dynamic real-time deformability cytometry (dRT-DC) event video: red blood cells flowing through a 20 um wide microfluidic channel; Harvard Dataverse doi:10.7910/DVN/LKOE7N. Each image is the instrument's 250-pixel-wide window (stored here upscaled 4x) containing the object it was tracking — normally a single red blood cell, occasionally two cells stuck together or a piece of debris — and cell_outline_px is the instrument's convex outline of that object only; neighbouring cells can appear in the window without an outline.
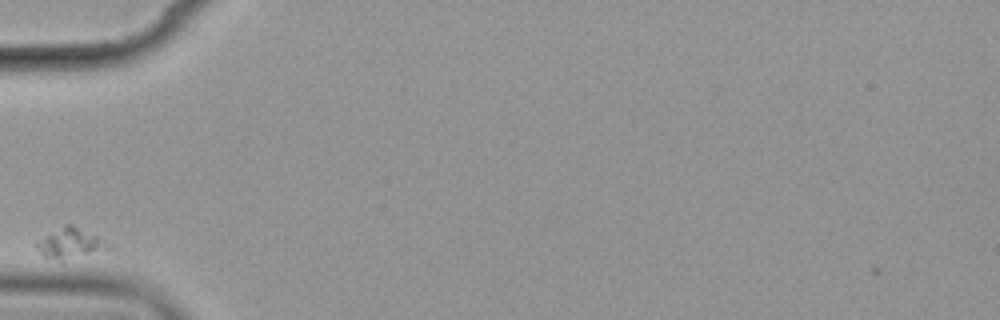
{"species": "common noctule bat (a hibernating species)", "species_latin": "Nyctalus noctula", "temperature_condition": "cold", "stored_images_in_passage": 7, "camera_frame_rate_fps": 3000, "um_per_image_px": 0.085, "animal": {"sex": "female", "body_mass_g": 19.9}, "frame": {"image": 1, "passage_image": 5, "time_ms": 4.667, "image_size_px": [1000, 320], "cell_outline_px": [[116, 248], [60, 264], [44, 256], [36, 248], [36, 244], [44, 236], [64, 224], [72, 224], [116, 244]], "centroid_in_image_um": [6.11, 20.75], "position_along_channel_um": 78.9, "area_um2": 13.76}}
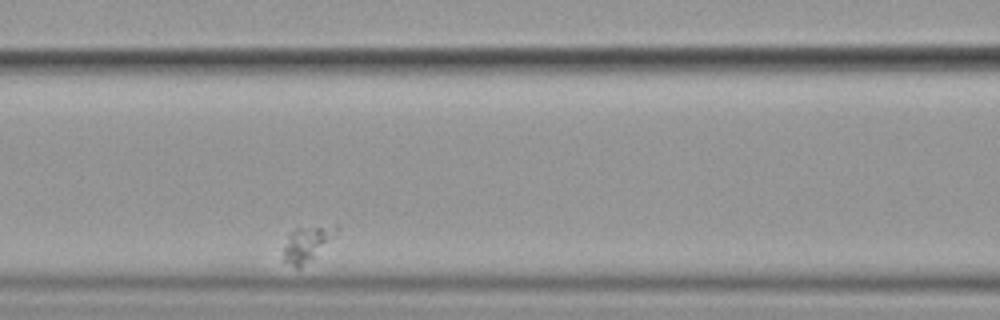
{"frame": {"image": 2, "passage_image": 7, "time_ms": 7.0, "image_size_px": [1000, 320], "cell_outline_px": [[340, 228], [312, 260], [300, 268], [296, 268], [284, 260], [284, 248], [288, 236], [296, 228], [336, 224], [340, 224]], "centroid_in_image_um": [26.13, 20.7], "position_along_channel_um": 140.5, "area_um2": 10.69}}